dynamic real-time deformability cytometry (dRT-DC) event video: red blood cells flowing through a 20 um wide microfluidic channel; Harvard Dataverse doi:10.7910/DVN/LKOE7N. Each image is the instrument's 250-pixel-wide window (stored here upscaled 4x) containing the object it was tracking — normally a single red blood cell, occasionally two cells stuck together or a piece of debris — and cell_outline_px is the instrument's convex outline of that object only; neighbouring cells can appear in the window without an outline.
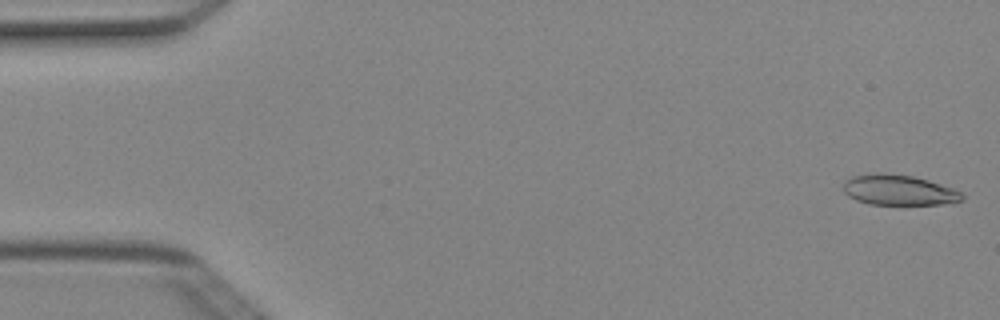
{"species": "Egyptian fruit bat (a non-hibernating species)", "species_latin": "Rousettus aegyptiacus", "temperature_condition": "cold", "stored_images_in_passage": 5, "camera_frame_rate_fps": 3000, "um_per_image_px": 0.085, "animal": {"sex": "female"}, "frame": {"image": 1, "passage_image": 1, "time_ms": 0.0, "image_size_px": [1000, 320], "cell_outline_px": [[964, 200], [940, 204], [868, 204], [856, 200], [848, 196], [844, 192], [844, 180], [852, 176], [872, 172], [884, 172], [912, 176], [928, 180], [964, 192]], "centroid_in_image_um": [76.37, 16.14], "position_along_channel_um": 8.6, "area_um2": 21.21}}
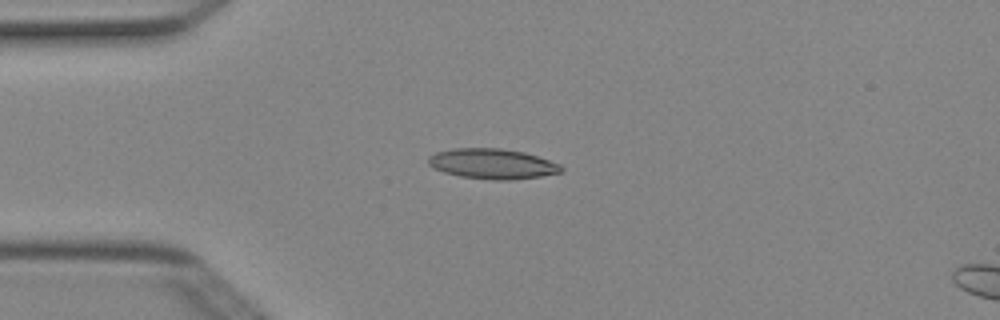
{"frame": {"image": 2, "passage_image": 4, "time_ms": 1.0, "image_size_px": [1000, 320], "cell_outline_px": [[564, 168], [560, 172], [540, 176], [512, 180], [492, 180], [460, 176], [444, 172], [432, 168], [428, 164], [428, 156], [436, 152], [452, 148], [500, 148], [524, 152], [560, 164]], "centroid_in_image_um": [41.81, 13.92], "position_along_channel_um": 43.2, "area_um2": 23.41}}